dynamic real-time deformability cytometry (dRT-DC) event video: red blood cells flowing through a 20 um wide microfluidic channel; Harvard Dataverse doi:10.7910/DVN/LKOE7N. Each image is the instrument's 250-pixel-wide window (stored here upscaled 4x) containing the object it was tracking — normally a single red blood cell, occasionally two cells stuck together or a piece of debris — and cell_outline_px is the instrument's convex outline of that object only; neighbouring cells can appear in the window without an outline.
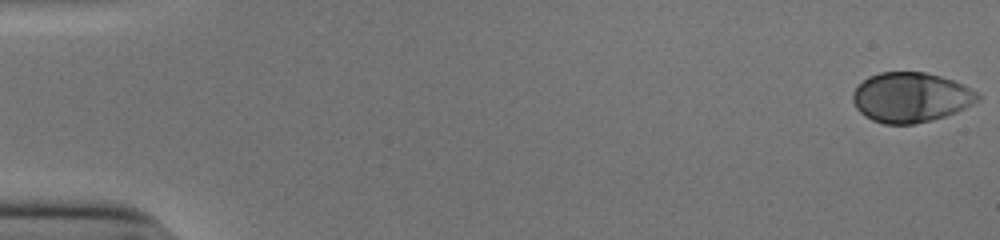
{"species": "human", "species_latin": "Homo sapiens", "temperature_condition": "cold", "stored_images_in_passage": 53, "camera_frame_rate_fps": 3000, "um_per_image_px": 0.085, "donor": {"sex": "male"}, "frame": {"image": 1, "passage_image": 1, "time_ms": 0.0, "image_size_px": [1000, 240], "cell_outline_px": [[980, 100], [956, 112], [932, 120], [912, 124], [884, 124], [872, 120], [864, 116], [856, 108], [852, 100], [852, 92], [856, 84], [868, 76], [880, 72], [924, 72], [940, 76], [964, 84], [980, 92]], "centroid_in_image_um": [77.4, 8.27], "position_along_channel_um": 7.6, "area_um2": 36.7}}
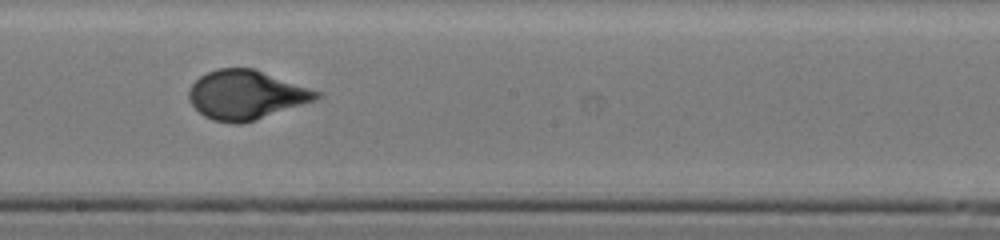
{"frame": {"image": 2, "passage_image": 31, "time_ms": 10.0, "image_size_px": [1000, 240], "cell_outline_px": [[324, 96], [316, 100], [256, 120], [240, 124], [236, 124], [212, 120], [204, 116], [188, 100], [188, 92], [192, 84], [200, 76], [216, 68], [252, 68], [320, 92]], "centroid_in_image_um": [20.9, 8.08], "position_along_channel_um": 227.3, "area_um2": 36.3}}
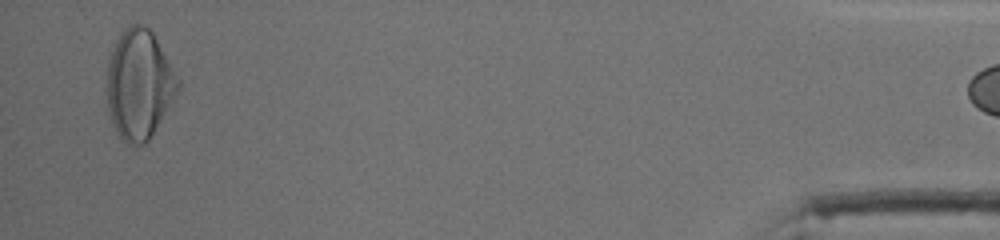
{"frame": {"image": 3, "passage_image": 52, "time_ms": 17.0, "image_size_px": [1000, 240], "cell_outline_px": [[180, 88], [148, 140], [144, 144], [136, 144], [120, 140], [112, 124], [108, 104], [108, 64], [112, 48], [120, 32], [124, 28], [132, 24], [144, 24], [152, 32], [180, 80]], "centroid_in_image_um": [11.82, 7.15], "position_along_channel_um": 423.4, "area_um2": 44.8}}